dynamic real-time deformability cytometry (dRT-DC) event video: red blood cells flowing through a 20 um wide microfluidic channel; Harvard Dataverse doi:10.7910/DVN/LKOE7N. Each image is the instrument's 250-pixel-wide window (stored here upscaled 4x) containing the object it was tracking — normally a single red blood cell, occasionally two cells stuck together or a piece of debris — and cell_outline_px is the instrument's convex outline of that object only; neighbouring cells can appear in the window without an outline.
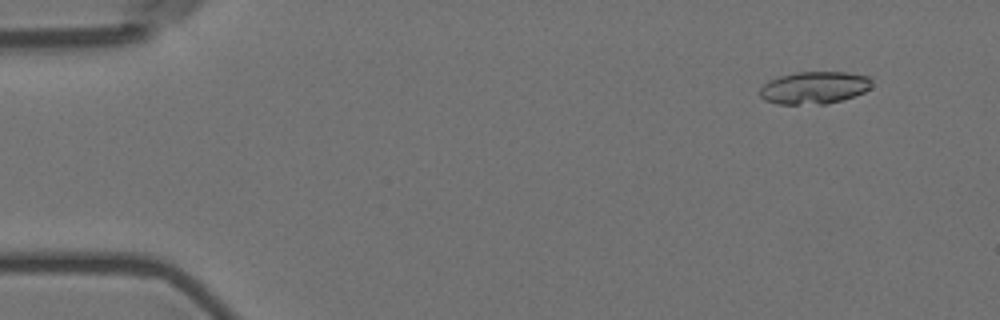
{"species": "Egyptian fruit bat (a non-hibernating species)", "species_latin": "Rousettus aegyptiacus", "temperature_condition": "room temperature", "stored_images_in_passage": 56, "camera_frame_rate_fps": 3000, "um_per_image_px": 0.085, "animal": {"sex": "female"}, "frame": {"image": 1, "passage_image": 5, "time_ms": 1.333, "image_size_px": [1000, 320], "cell_outline_px": [[872, 84], [864, 92], [840, 100], [824, 104], [780, 104], [764, 100], [760, 96], [760, 88], [768, 80], [780, 76], [796, 72], [848, 72], [872, 76]], "centroid_in_image_um": [69.21, 7.44], "position_along_channel_um": 15.8, "area_um2": 21.15}}
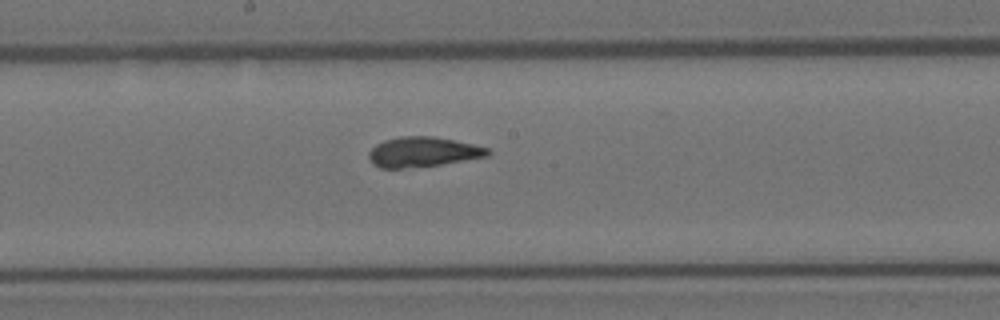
{"frame": {"image": 2, "passage_image": 30, "time_ms": 9.667, "image_size_px": [1000, 320], "cell_outline_px": [[492, 152], [488, 156], [440, 164], [400, 168], [380, 168], [372, 164], [368, 156], [368, 152], [376, 144], [384, 140], [400, 136], [432, 136], [472, 144], [488, 148]], "centroid_in_image_um": [35.91, 12.91], "position_along_channel_um": 212.3, "area_um2": 20.58}}
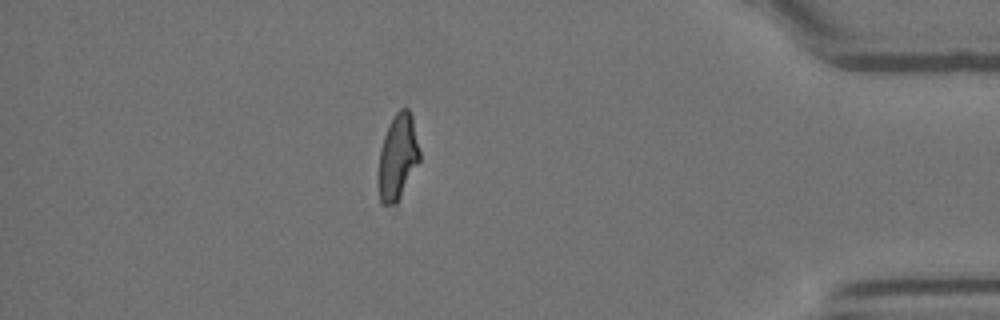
{"frame": {"image": 3, "passage_image": 49, "time_ms": 16.0, "image_size_px": [1000, 320], "cell_outline_px": [[420, 160], [396, 204], [380, 204], [376, 180], [380, 148], [388, 124], [396, 112], [400, 108], [408, 108], [412, 116], [420, 152]], "centroid_in_image_um": [33.77, 13.36], "position_along_channel_um": 401.4, "area_um2": 20.87}, "authors_computed_cell_mechanics": {"area_um2": 20.9814, "velocity_mm_per_s": 3.629, "shape_relaxation_time_tau1_ms": 9.2288, "shape_relaxation_time_tau2_ms": 2.0079, "deformation_change_tau1": 0.208, "deformation_change_tau2": 0.0973}}